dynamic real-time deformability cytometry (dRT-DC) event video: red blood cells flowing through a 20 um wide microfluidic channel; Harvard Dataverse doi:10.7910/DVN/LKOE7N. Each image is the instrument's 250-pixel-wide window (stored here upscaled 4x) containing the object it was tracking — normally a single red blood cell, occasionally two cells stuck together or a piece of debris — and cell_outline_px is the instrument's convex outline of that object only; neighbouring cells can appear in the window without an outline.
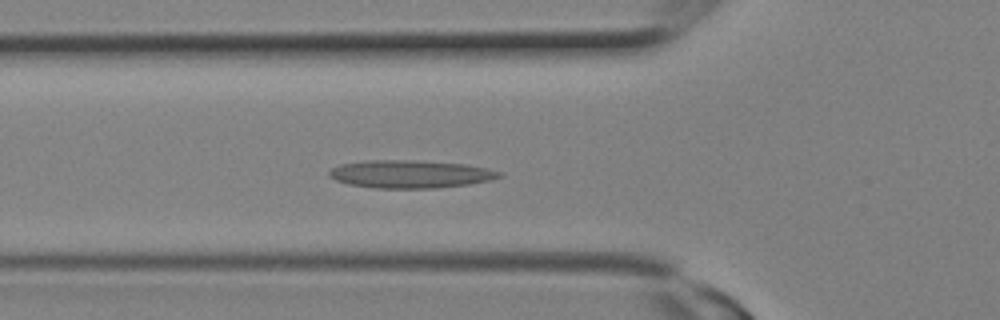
{"species": "Egyptian fruit bat (a non-hibernating species)", "species_latin": "Rousettus aegyptiacus", "temperature_condition": "room temperature", "stored_images_in_passage": 8, "camera_frame_rate_fps": 3000, "um_per_image_px": 0.085, "animal": {"sex": "female"}, "frame": {"image": 1, "passage_image": 8, "time_ms": 2.333, "image_size_px": [1000, 320], "cell_outline_px": [[504, 176], [492, 180], [468, 184], [436, 188], [376, 188], [348, 184], [336, 180], [328, 176], [328, 172], [332, 168], [340, 164], [364, 160], [412, 160], [464, 164], [484, 168], [500, 172]], "centroid_in_image_um": [34.84, 14.8], "position_along_channel_um": 91.0, "area_um2": 27.57}}